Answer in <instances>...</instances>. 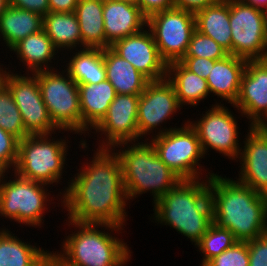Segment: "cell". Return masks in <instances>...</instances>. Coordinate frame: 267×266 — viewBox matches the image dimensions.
I'll list each match as a JSON object with an SVG mask.
<instances>
[{
    "mask_svg": "<svg viewBox=\"0 0 267 266\" xmlns=\"http://www.w3.org/2000/svg\"><path fill=\"white\" fill-rule=\"evenodd\" d=\"M110 48L150 81L167 78V63L161 58L147 27L139 33L115 41Z\"/></svg>",
    "mask_w": 267,
    "mask_h": 266,
    "instance_id": "ac0fdd59",
    "label": "cell"
},
{
    "mask_svg": "<svg viewBox=\"0 0 267 266\" xmlns=\"http://www.w3.org/2000/svg\"><path fill=\"white\" fill-rule=\"evenodd\" d=\"M217 1L218 0H173L174 7L188 10L193 13L205 8L206 6L212 5Z\"/></svg>",
    "mask_w": 267,
    "mask_h": 266,
    "instance_id": "ab89813d",
    "label": "cell"
},
{
    "mask_svg": "<svg viewBox=\"0 0 267 266\" xmlns=\"http://www.w3.org/2000/svg\"><path fill=\"white\" fill-rule=\"evenodd\" d=\"M10 229L0 227V266H36L50 252L24 241Z\"/></svg>",
    "mask_w": 267,
    "mask_h": 266,
    "instance_id": "83f0119b",
    "label": "cell"
},
{
    "mask_svg": "<svg viewBox=\"0 0 267 266\" xmlns=\"http://www.w3.org/2000/svg\"><path fill=\"white\" fill-rule=\"evenodd\" d=\"M247 61L231 54L215 61L213 69L206 79L210 95L218 98V100H214L215 104H224L223 101L230 105L235 103Z\"/></svg>",
    "mask_w": 267,
    "mask_h": 266,
    "instance_id": "7402d4cb",
    "label": "cell"
},
{
    "mask_svg": "<svg viewBox=\"0 0 267 266\" xmlns=\"http://www.w3.org/2000/svg\"><path fill=\"white\" fill-rule=\"evenodd\" d=\"M263 20H264V31L267 37V8L262 10Z\"/></svg>",
    "mask_w": 267,
    "mask_h": 266,
    "instance_id": "f6af8a7d",
    "label": "cell"
},
{
    "mask_svg": "<svg viewBox=\"0 0 267 266\" xmlns=\"http://www.w3.org/2000/svg\"><path fill=\"white\" fill-rule=\"evenodd\" d=\"M137 5L141 13L148 18L157 12L173 8L174 2L173 0H137Z\"/></svg>",
    "mask_w": 267,
    "mask_h": 266,
    "instance_id": "74e56055",
    "label": "cell"
},
{
    "mask_svg": "<svg viewBox=\"0 0 267 266\" xmlns=\"http://www.w3.org/2000/svg\"><path fill=\"white\" fill-rule=\"evenodd\" d=\"M232 55L246 60L267 59L262 10L243 0H229Z\"/></svg>",
    "mask_w": 267,
    "mask_h": 266,
    "instance_id": "5bb4252c",
    "label": "cell"
},
{
    "mask_svg": "<svg viewBox=\"0 0 267 266\" xmlns=\"http://www.w3.org/2000/svg\"><path fill=\"white\" fill-rule=\"evenodd\" d=\"M8 6V0H0V17Z\"/></svg>",
    "mask_w": 267,
    "mask_h": 266,
    "instance_id": "ee69618b",
    "label": "cell"
},
{
    "mask_svg": "<svg viewBox=\"0 0 267 266\" xmlns=\"http://www.w3.org/2000/svg\"><path fill=\"white\" fill-rule=\"evenodd\" d=\"M216 60L199 57H183L179 62L189 71L207 79Z\"/></svg>",
    "mask_w": 267,
    "mask_h": 266,
    "instance_id": "8d00e7d4",
    "label": "cell"
},
{
    "mask_svg": "<svg viewBox=\"0 0 267 266\" xmlns=\"http://www.w3.org/2000/svg\"><path fill=\"white\" fill-rule=\"evenodd\" d=\"M58 194L65 219L79 223H107L125 227L128 202L121 161L111 148H95ZM86 161V162H85ZM89 161V162H88ZM71 179V180H70ZM63 190V191H62ZM127 206V207H126ZM127 208V209H126Z\"/></svg>",
    "mask_w": 267,
    "mask_h": 266,
    "instance_id": "6da1fadb",
    "label": "cell"
},
{
    "mask_svg": "<svg viewBox=\"0 0 267 266\" xmlns=\"http://www.w3.org/2000/svg\"><path fill=\"white\" fill-rule=\"evenodd\" d=\"M8 4L34 12L42 17L50 11L48 0H8Z\"/></svg>",
    "mask_w": 267,
    "mask_h": 266,
    "instance_id": "f35d334b",
    "label": "cell"
},
{
    "mask_svg": "<svg viewBox=\"0 0 267 266\" xmlns=\"http://www.w3.org/2000/svg\"><path fill=\"white\" fill-rule=\"evenodd\" d=\"M80 110L82 116V134L79 150L90 149L86 136L90 137V133L106 116L109 106L115 99L116 92L112 84L106 79L97 84L78 85ZM89 131V132H88Z\"/></svg>",
    "mask_w": 267,
    "mask_h": 266,
    "instance_id": "d6986e66",
    "label": "cell"
},
{
    "mask_svg": "<svg viewBox=\"0 0 267 266\" xmlns=\"http://www.w3.org/2000/svg\"><path fill=\"white\" fill-rule=\"evenodd\" d=\"M242 139V148L238 166L240 183L249 186L255 192L267 196V126H248Z\"/></svg>",
    "mask_w": 267,
    "mask_h": 266,
    "instance_id": "e0dca14e",
    "label": "cell"
},
{
    "mask_svg": "<svg viewBox=\"0 0 267 266\" xmlns=\"http://www.w3.org/2000/svg\"><path fill=\"white\" fill-rule=\"evenodd\" d=\"M10 52L16 54L17 60L20 61L19 66L22 65V67L24 66L23 69H27H25V73L31 74L56 69L60 67L59 61L62 60L59 59L62 54L54 47L44 29L18 42ZM52 64L56 66L54 67Z\"/></svg>",
    "mask_w": 267,
    "mask_h": 266,
    "instance_id": "44dd1931",
    "label": "cell"
},
{
    "mask_svg": "<svg viewBox=\"0 0 267 266\" xmlns=\"http://www.w3.org/2000/svg\"><path fill=\"white\" fill-rule=\"evenodd\" d=\"M246 4L255 7L256 9L263 10L267 8V0H243Z\"/></svg>",
    "mask_w": 267,
    "mask_h": 266,
    "instance_id": "b9f144b4",
    "label": "cell"
},
{
    "mask_svg": "<svg viewBox=\"0 0 267 266\" xmlns=\"http://www.w3.org/2000/svg\"><path fill=\"white\" fill-rule=\"evenodd\" d=\"M58 135L57 132L29 135L19 140L18 157L13 172L52 187L63 185L61 180L65 179L63 175L68 173L65 171L68 164L66 160L71 148V141L68 139L73 137L69 134L67 137L63 135L62 138H56Z\"/></svg>",
    "mask_w": 267,
    "mask_h": 266,
    "instance_id": "52a82bcc",
    "label": "cell"
},
{
    "mask_svg": "<svg viewBox=\"0 0 267 266\" xmlns=\"http://www.w3.org/2000/svg\"><path fill=\"white\" fill-rule=\"evenodd\" d=\"M43 29V17L9 5L0 17V41L11 50L27 36Z\"/></svg>",
    "mask_w": 267,
    "mask_h": 266,
    "instance_id": "484cf974",
    "label": "cell"
},
{
    "mask_svg": "<svg viewBox=\"0 0 267 266\" xmlns=\"http://www.w3.org/2000/svg\"><path fill=\"white\" fill-rule=\"evenodd\" d=\"M64 221L67 227H72L74 230L69 231L70 234L65 231L66 236L59 244L60 249L62 248L60 251L57 249L51 251L63 265L128 266L130 264L133 251L124 239L118 237L125 227L107 223H79L70 219Z\"/></svg>",
    "mask_w": 267,
    "mask_h": 266,
    "instance_id": "3957f363",
    "label": "cell"
},
{
    "mask_svg": "<svg viewBox=\"0 0 267 266\" xmlns=\"http://www.w3.org/2000/svg\"><path fill=\"white\" fill-rule=\"evenodd\" d=\"M106 78L116 94L140 95L150 80L110 47L103 49Z\"/></svg>",
    "mask_w": 267,
    "mask_h": 266,
    "instance_id": "cb8c5ba5",
    "label": "cell"
},
{
    "mask_svg": "<svg viewBox=\"0 0 267 266\" xmlns=\"http://www.w3.org/2000/svg\"><path fill=\"white\" fill-rule=\"evenodd\" d=\"M103 19L106 48L119 39L141 32L147 25V18L138 5L113 0H103Z\"/></svg>",
    "mask_w": 267,
    "mask_h": 266,
    "instance_id": "ffe728a7",
    "label": "cell"
},
{
    "mask_svg": "<svg viewBox=\"0 0 267 266\" xmlns=\"http://www.w3.org/2000/svg\"><path fill=\"white\" fill-rule=\"evenodd\" d=\"M152 206L151 222L175 229L194 247L213 223L208 178L181 180Z\"/></svg>",
    "mask_w": 267,
    "mask_h": 266,
    "instance_id": "277c9868",
    "label": "cell"
},
{
    "mask_svg": "<svg viewBox=\"0 0 267 266\" xmlns=\"http://www.w3.org/2000/svg\"><path fill=\"white\" fill-rule=\"evenodd\" d=\"M43 29L62 55L63 52L86 48L81 42V31L75 12L49 11L43 16Z\"/></svg>",
    "mask_w": 267,
    "mask_h": 266,
    "instance_id": "f1b7e54d",
    "label": "cell"
},
{
    "mask_svg": "<svg viewBox=\"0 0 267 266\" xmlns=\"http://www.w3.org/2000/svg\"><path fill=\"white\" fill-rule=\"evenodd\" d=\"M181 110L183 107L179 104L175 88L167 78L150 81L144 92L139 95L137 109L139 141L143 138L150 140V137L153 138L177 128V123L168 128L164 124L169 123L168 120L175 119L173 117H177V113L182 114Z\"/></svg>",
    "mask_w": 267,
    "mask_h": 266,
    "instance_id": "8fae6325",
    "label": "cell"
},
{
    "mask_svg": "<svg viewBox=\"0 0 267 266\" xmlns=\"http://www.w3.org/2000/svg\"><path fill=\"white\" fill-rule=\"evenodd\" d=\"M0 62H2V61H0ZM4 65L5 64L0 63V84L2 82L3 74H4L5 70H6ZM3 66H4V68H3Z\"/></svg>",
    "mask_w": 267,
    "mask_h": 266,
    "instance_id": "bcb514c9",
    "label": "cell"
},
{
    "mask_svg": "<svg viewBox=\"0 0 267 266\" xmlns=\"http://www.w3.org/2000/svg\"><path fill=\"white\" fill-rule=\"evenodd\" d=\"M247 243L249 266H267V233Z\"/></svg>",
    "mask_w": 267,
    "mask_h": 266,
    "instance_id": "d590c367",
    "label": "cell"
},
{
    "mask_svg": "<svg viewBox=\"0 0 267 266\" xmlns=\"http://www.w3.org/2000/svg\"><path fill=\"white\" fill-rule=\"evenodd\" d=\"M167 79L175 88L179 104L188 106L185 109L196 108L204 99L209 100L207 80L186 69L179 61L167 64Z\"/></svg>",
    "mask_w": 267,
    "mask_h": 266,
    "instance_id": "4316f807",
    "label": "cell"
},
{
    "mask_svg": "<svg viewBox=\"0 0 267 266\" xmlns=\"http://www.w3.org/2000/svg\"><path fill=\"white\" fill-rule=\"evenodd\" d=\"M51 189L52 186L23 178L16 172H0V217L19 223L21 228V224L29 228H44L45 215L51 212L49 206L55 204L56 199L58 207L62 203V196L57 194L55 197Z\"/></svg>",
    "mask_w": 267,
    "mask_h": 266,
    "instance_id": "8992f818",
    "label": "cell"
},
{
    "mask_svg": "<svg viewBox=\"0 0 267 266\" xmlns=\"http://www.w3.org/2000/svg\"><path fill=\"white\" fill-rule=\"evenodd\" d=\"M75 14L81 31V42L87 48H106L103 0H79Z\"/></svg>",
    "mask_w": 267,
    "mask_h": 266,
    "instance_id": "f546056e",
    "label": "cell"
},
{
    "mask_svg": "<svg viewBox=\"0 0 267 266\" xmlns=\"http://www.w3.org/2000/svg\"><path fill=\"white\" fill-rule=\"evenodd\" d=\"M112 149L121 161L129 203L146 192L154 203L182 180L159 158L149 140L120 143Z\"/></svg>",
    "mask_w": 267,
    "mask_h": 266,
    "instance_id": "5b68a950",
    "label": "cell"
},
{
    "mask_svg": "<svg viewBox=\"0 0 267 266\" xmlns=\"http://www.w3.org/2000/svg\"><path fill=\"white\" fill-rule=\"evenodd\" d=\"M0 128L19 140L29 136L12 93L3 82L0 84Z\"/></svg>",
    "mask_w": 267,
    "mask_h": 266,
    "instance_id": "1f68e13d",
    "label": "cell"
},
{
    "mask_svg": "<svg viewBox=\"0 0 267 266\" xmlns=\"http://www.w3.org/2000/svg\"><path fill=\"white\" fill-rule=\"evenodd\" d=\"M195 28L209 36L232 55L229 0H218L194 13Z\"/></svg>",
    "mask_w": 267,
    "mask_h": 266,
    "instance_id": "d4e9b609",
    "label": "cell"
},
{
    "mask_svg": "<svg viewBox=\"0 0 267 266\" xmlns=\"http://www.w3.org/2000/svg\"><path fill=\"white\" fill-rule=\"evenodd\" d=\"M8 64L3 74L2 82L12 93L24 128L29 135L51 134L58 132L64 134L51 121L45 103L42 99L38 79L34 74L21 73L10 69ZM15 72V73H14ZM18 72V73H17Z\"/></svg>",
    "mask_w": 267,
    "mask_h": 266,
    "instance_id": "7c38bea8",
    "label": "cell"
},
{
    "mask_svg": "<svg viewBox=\"0 0 267 266\" xmlns=\"http://www.w3.org/2000/svg\"><path fill=\"white\" fill-rule=\"evenodd\" d=\"M139 95L116 94L106 116L90 132L94 133L93 148H113L126 142H139L137 109ZM101 138V139H100ZM98 145V146H97Z\"/></svg>",
    "mask_w": 267,
    "mask_h": 266,
    "instance_id": "9a60e30c",
    "label": "cell"
},
{
    "mask_svg": "<svg viewBox=\"0 0 267 266\" xmlns=\"http://www.w3.org/2000/svg\"><path fill=\"white\" fill-rule=\"evenodd\" d=\"M226 104V102L225 105L213 103L209 109L206 107V111H202L205 112L204 114L198 113L200 118L197 117V120L188 118V122L196 130L205 156L211 155L208 152L214 150L222 154L224 158H228L229 161L237 162L242 148L240 141L242 138L239 137L241 132L237 120L240 117L244 119V116L231 104L236 113L240 115L237 117Z\"/></svg>",
    "mask_w": 267,
    "mask_h": 266,
    "instance_id": "30bf717a",
    "label": "cell"
},
{
    "mask_svg": "<svg viewBox=\"0 0 267 266\" xmlns=\"http://www.w3.org/2000/svg\"><path fill=\"white\" fill-rule=\"evenodd\" d=\"M149 141L159 158L182 180L209 178L214 174L213 170H206L201 164L207 156L204 155L197 132L189 124L188 117L179 127L150 138Z\"/></svg>",
    "mask_w": 267,
    "mask_h": 266,
    "instance_id": "ba28073f",
    "label": "cell"
},
{
    "mask_svg": "<svg viewBox=\"0 0 267 266\" xmlns=\"http://www.w3.org/2000/svg\"><path fill=\"white\" fill-rule=\"evenodd\" d=\"M50 12L71 13L75 12L79 0H48Z\"/></svg>",
    "mask_w": 267,
    "mask_h": 266,
    "instance_id": "60d3db41",
    "label": "cell"
},
{
    "mask_svg": "<svg viewBox=\"0 0 267 266\" xmlns=\"http://www.w3.org/2000/svg\"><path fill=\"white\" fill-rule=\"evenodd\" d=\"M39 83L49 117L59 130L82 136L78 84L61 65L53 70L33 73ZM70 131V132H69ZM69 132V133H68Z\"/></svg>",
    "mask_w": 267,
    "mask_h": 266,
    "instance_id": "9c48e42d",
    "label": "cell"
},
{
    "mask_svg": "<svg viewBox=\"0 0 267 266\" xmlns=\"http://www.w3.org/2000/svg\"><path fill=\"white\" fill-rule=\"evenodd\" d=\"M233 106L249 126H267V59L247 61Z\"/></svg>",
    "mask_w": 267,
    "mask_h": 266,
    "instance_id": "2e32d148",
    "label": "cell"
},
{
    "mask_svg": "<svg viewBox=\"0 0 267 266\" xmlns=\"http://www.w3.org/2000/svg\"><path fill=\"white\" fill-rule=\"evenodd\" d=\"M36 266H54V254L50 251Z\"/></svg>",
    "mask_w": 267,
    "mask_h": 266,
    "instance_id": "7bdbcfd3",
    "label": "cell"
},
{
    "mask_svg": "<svg viewBox=\"0 0 267 266\" xmlns=\"http://www.w3.org/2000/svg\"><path fill=\"white\" fill-rule=\"evenodd\" d=\"M205 266H249L248 243L237 241Z\"/></svg>",
    "mask_w": 267,
    "mask_h": 266,
    "instance_id": "836d02e7",
    "label": "cell"
},
{
    "mask_svg": "<svg viewBox=\"0 0 267 266\" xmlns=\"http://www.w3.org/2000/svg\"><path fill=\"white\" fill-rule=\"evenodd\" d=\"M161 58L167 63L180 61L188 50L195 28L193 12L173 7L147 18Z\"/></svg>",
    "mask_w": 267,
    "mask_h": 266,
    "instance_id": "4fadbf2b",
    "label": "cell"
},
{
    "mask_svg": "<svg viewBox=\"0 0 267 266\" xmlns=\"http://www.w3.org/2000/svg\"><path fill=\"white\" fill-rule=\"evenodd\" d=\"M229 53L212 38L206 36L196 29L192 33L188 50L184 57H199L211 60H219Z\"/></svg>",
    "mask_w": 267,
    "mask_h": 266,
    "instance_id": "d6a6232c",
    "label": "cell"
},
{
    "mask_svg": "<svg viewBox=\"0 0 267 266\" xmlns=\"http://www.w3.org/2000/svg\"><path fill=\"white\" fill-rule=\"evenodd\" d=\"M208 185L213 223L241 242L267 233V196L217 172L208 178Z\"/></svg>",
    "mask_w": 267,
    "mask_h": 266,
    "instance_id": "7a4b0ae2",
    "label": "cell"
},
{
    "mask_svg": "<svg viewBox=\"0 0 267 266\" xmlns=\"http://www.w3.org/2000/svg\"><path fill=\"white\" fill-rule=\"evenodd\" d=\"M64 55L67 57L65 58ZM60 58L62 59L61 63L63 62V69L78 85L97 84L107 79L102 48L86 47L71 50L63 53V57ZM65 63L66 65H64Z\"/></svg>",
    "mask_w": 267,
    "mask_h": 266,
    "instance_id": "603a6c76",
    "label": "cell"
},
{
    "mask_svg": "<svg viewBox=\"0 0 267 266\" xmlns=\"http://www.w3.org/2000/svg\"><path fill=\"white\" fill-rule=\"evenodd\" d=\"M113 1L126 2V3L133 4V5H137V0H113Z\"/></svg>",
    "mask_w": 267,
    "mask_h": 266,
    "instance_id": "7dc6e473",
    "label": "cell"
},
{
    "mask_svg": "<svg viewBox=\"0 0 267 266\" xmlns=\"http://www.w3.org/2000/svg\"><path fill=\"white\" fill-rule=\"evenodd\" d=\"M19 139L0 128V172L13 171L18 157Z\"/></svg>",
    "mask_w": 267,
    "mask_h": 266,
    "instance_id": "e575fe53",
    "label": "cell"
},
{
    "mask_svg": "<svg viewBox=\"0 0 267 266\" xmlns=\"http://www.w3.org/2000/svg\"><path fill=\"white\" fill-rule=\"evenodd\" d=\"M236 242L237 240L232 232L212 223L205 235L195 245L202 256L200 266H205L211 259L219 256L226 249L232 247Z\"/></svg>",
    "mask_w": 267,
    "mask_h": 266,
    "instance_id": "4dcf8cb0",
    "label": "cell"
},
{
    "mask_svg": "<svg viewBox=\"0 0 267 266\" xmlns=\"http://www.w3.org/2000/svg\"><path fill=\"white\" fill-rule=\"evenodd\" d=\"M54 266H66L63 265L55 256H54Z\"/></svg>",
    "mask_w": 267,
    "mask_h": 266,
    "instance_id": "c3c4849f",
    "label": "cell"
}]
</instances>
